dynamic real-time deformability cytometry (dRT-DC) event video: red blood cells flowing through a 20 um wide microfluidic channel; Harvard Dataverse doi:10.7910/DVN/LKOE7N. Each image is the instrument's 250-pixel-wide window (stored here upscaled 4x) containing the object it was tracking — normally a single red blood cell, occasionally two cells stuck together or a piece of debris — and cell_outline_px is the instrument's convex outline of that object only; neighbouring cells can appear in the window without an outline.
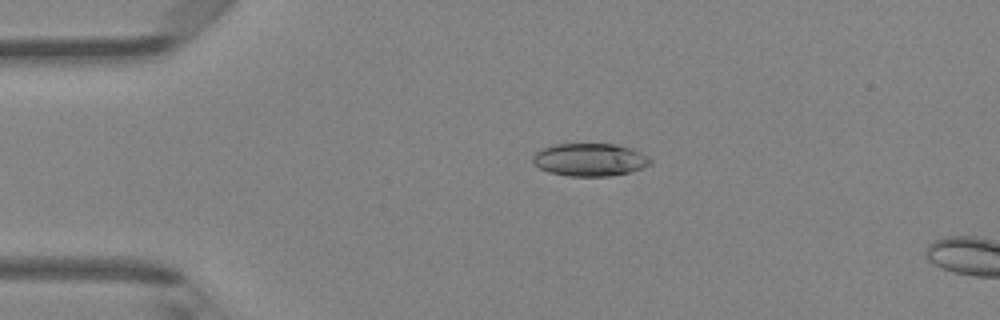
{"species": "Egyptian fruit bat (a non-hibernating species)", "species_latin": "Rousettus aegyptiacus", "temperature_condition": "room temperature", "stored_images_in_passage": 13, "camera_frame_rate_fps": 3000, "um_per_image_px": 0.085, "animal": {"sex": "female"}, "frame": {"image": 1, "passage_image": 10, "time_ms": 3.0, "image_size_px": [1000, 320], "cell_outline_px": [[652, 164], [644, 168], [628, 172], [608, 176], [568, 176], [548, 172], [532, 164], [532, 156], [540, 148], [556, 144], [616, 144], [640, 152], [648, 156], [652, 160]], "centroid_in_image_um": [50.11, 13.58], "position_along_channel_um": 34.9, "area_um2": 22.6}}